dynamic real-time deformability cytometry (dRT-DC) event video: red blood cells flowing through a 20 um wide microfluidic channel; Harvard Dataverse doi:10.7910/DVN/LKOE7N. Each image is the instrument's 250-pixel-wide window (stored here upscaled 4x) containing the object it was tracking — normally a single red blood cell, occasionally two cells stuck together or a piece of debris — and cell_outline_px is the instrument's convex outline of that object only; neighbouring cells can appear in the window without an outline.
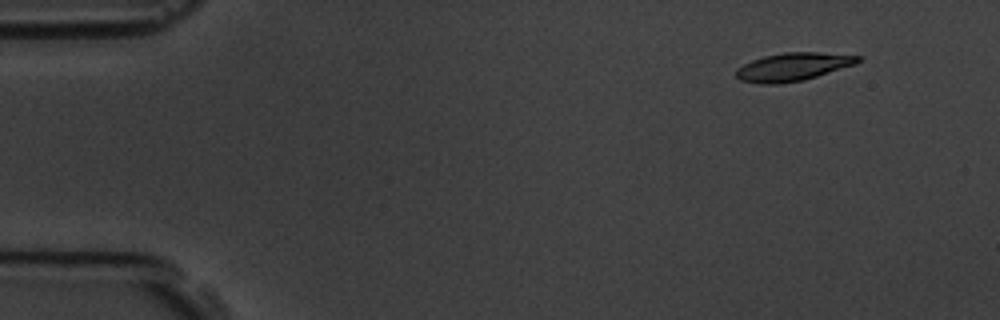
{"species": "common noctule bat (a hibernating species)", "species_latin": "Nyctalus noctula", "temperature_condition": "room temperature", "stored_images_in_passage": 5, "camera_frame_rate_fps": 3000, "um_per_image_px": 0.085, "animal": {"sex": "male", "body_mass_g": 19.5, "forearm_length_mm": 54.6}, "frame": {"image": 1, "passage_image": 2, "time_ms": 1.0, "image_size_px": [1000, 320], "cell_outline_px": [[860, 60], [856, 64], [804, 80], [776, 84], [760, 84], [740, 80], [736, 76], [736, 68], [752, 60], [764, 56], [784, 52], [816, 52], [860, 56]], "centroid_in_image_um": [67.37, 5.68], "position_along_channel_um": 17.6, "area_um2": 19.83}}
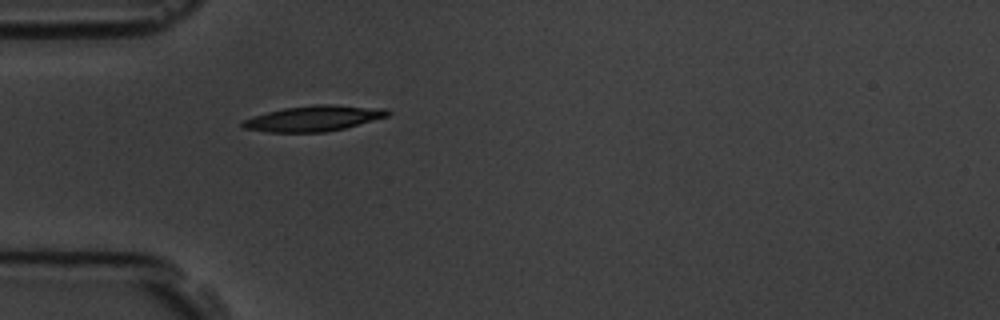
{"frame": {"image": 2, "passage_image": 5, "time_ms": 4.667, "image_size_px": [1000, 320], "cell_outline_px": [[392, 112], [388, 116], [344, 128], [324, 132], [268, 132], [244, 128], [240, 124], [244, 120], [252, 116], [284, 108], [316, 104], [332, 104], [384, 108]], "centroid_in_image_um": [26.67, 10.05], "position_along_channel_um": 58.3, "area_um2": 21.5}}